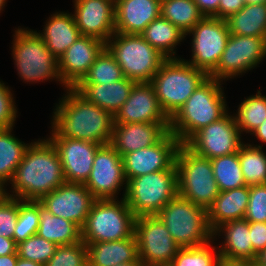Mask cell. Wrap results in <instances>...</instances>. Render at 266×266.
I'll return each mask as SVG.
<instances>
[{
    "label": "cell",
    "mask_w": 266,
    "mask_h": 266,
    "mask_svg": "<svg viewBox=\"0 0 266 266\" xmlns=\"http://www.w3.org/2000/svg\"><path fill=\"white\" fill-rule=\"evenodd\" d=\"M106 47L100 39L81 35L59 60V73L66 88H74L86 75L96 57Z\"/></svg>",
    "instance_id": "44dd1931"
},
{
    "label": "cell",
    "mask_w": 266,
    "mask_h": 266,
    "mask_svg": "<svg viewBox=\"0 0 266 266\" xmlns=\"http://www.w3.org/2000/svg\"><path fill=\"white\" fill-rule=\"evenodd\" d=\"M137 82L123 79L104 84H77L74 88L89 102L109 111L113 116L127 101L133 86Z\"/></svg>",
    "instance_id": "cb8c5ba5"
},
{
    "label": "cell",
    "mask_w": 266,
    "mask_h": 266,
    "mask_svg": "<svg viewBox=\"0 0 266 266\" xmlns=\"http://www.w3.org/2000/svg\"><path fill=\"white\" fill-rule=\"evenodd\" d=\"M178 195L176 165L137 176L127 181L123 198L136 217L156 215L168 202Z\"/></svg>",
    "instance_id": "8992f818"
},
{
    "label": "cell",
    "mask_w": 266,
    "mask_h": 266,
    "mask_svg": "<svg viewBox=\"0 0 266 266\" xmlns=\"http://www.w3.org/2000/svg\"><path fill=\"white\" fill-rule=\"evenodd\" d=\"M116 266H143L142 262H127V263H122Z\"/></svg>",
    "instance_id": "9f6ffc18"
},
{
    "label": "cell",
    "mask_w": 266,
    "mask_h": 266,
    "mask_svg": "<svg viewBox=\"0 0 266 266\" xmlns=\"http://www.w3.org/2000/svg\"><path fill=\"white\" fill-rule=\"evenodd\" d=\"M57 244L45 240L37 234L17 244L18 257L45 265L55 254Z\"/></svg>",
    "instance_id": "ab89813d"
},
{
    "label": "cell",
    "mask_w": 266,
    "mask_h": 266,
    "mask_svg": "<svg viewBox=\"0 0 266 266\" xmlns=\"http://www.w3.org/2000/svg\"><path fill=\"white\" fill-rule=\"evenodd\" d=\"M249 228L253 250L258 254L266 248V222H251Z\"/></svg>",
    "instance_id": "f6af8a7d"
},
{
    "label": "cell",
    "mask_w": 266,
    "mask_h": 266,
    "mask_svg": "<svg viewBox=\"0 0 266 266\" xmlns=\"http://www.w3.org/2000/svg\"><path fill=\"white\" fill-rule=\"evenodd\" d=\"M40 223L37 235L57 245L82 241V229L70 220L54 216L39 202Z\"/></svg>",
    "instance_id": "f1b7e54d"
},
{
    "label": "cell",
    "mask_w": 266,
    "mask_h": 266,
    "mask_svg": "<svg viewBox=\"0 0 266 266\" xmlns=\"http://www.w3.org/2000/svg\"><path fill=\"white\" fill-rule=\"evenodd\" d=\"M244 219L249 223L266 222V184L249 186V203Z\"/></svg>",
    "instance_id": "7bdbcfd3"
},
{
    "label": "cell",
    "mask_w": 266,
    "mask_h": 266,
    "mask_svg": "<svg viewBox=\"0 0 266 266\" xmlns=\"http://www.w3.org/2000/svg\"><path fill=\"white\" fill-rule=\"evenodd\" d=\"M175 165L178 195L208 210L220 192L210 159L197 155L185 144H181Z\"/></svg>",
    "instance_id": "9c48e42d"
},
{
    "label": "cell",
    "mask_w": 266,
    "mask_h": 266,
    "mask_svg": "<svg viewBox=\"0 0 266 266\" xmlns=\"http://www.w3.org/2000/svg\"><path fill=\"white\" fill-rule=\"evenodd\" d=\"M56 105L52 122V137L72 138L101 145L110 144L114 116L89 102L75 88Z\"/></svg>",
    "instance_id": "6da1fadb"
},
{
    "label": "cell",
    "mask_w": 266,
    "mask_h": 266,
    "mask_svg": "<svg viewBox=\"0 0 266 266\" xmlns=\"http://www.w3.org/2000/svg\"><path fill=\"white\" fill-rule=\"evenodd\" d=\"M181 142L169 132L160 142L122 157L126 181L148 173L169 170L175 165Z\"/></svg>",
    "instance_id": "e0dca14e"
},
{
    "label": "cell",
    "mask_w": 266,
    "mask_h": 266,
    "mask_svg": "<svg viewBox=\"0 0 266 266\" xmlns=\"http://www.w3.org/2000/svg\"><path fill=\"white\" fill-rule=\"evenodd\" d=\"M255 263L257 266H266V248L257 254Z\"/></svg>",
    "instance_id": "f5cc1de1"
},
{
    "label": "cell",
    "mask_w": 266,
    "mask_h": 266,
    "mask_svg": "<svg viewBox=\"0 0 266 266\" xmlns=\"http://www.w3.org/2000/svg\"><path fill=\"white\" fill-rule=\"evenodd\" d=\"M156 215L180 248L198 247L213 239L207 209L180 195L174 197Z\"/></svg>",
    "instance_id": "5b68a950"
},
{
    "label": "cell",
    "mask_w": 266,
    "mask_h": 266,
    "mask_svg": "<svg viewBox=\"0 0 266 266\" xmlns=\"http://www.w3.org/2000/svg\"><path fill=\"white\" fill-rule=\"evenodd\" d=\"M124 78L122 69L105 47L78 84H108Z\"/></svg>",
    "instance_id": "d590c367"
},
{
    "label": "cell",
    "mask_w": 266,
    "mask_h": 266,
    "mask_svg": "<svg viewBox=\"0 0 266 266\" xmlns=\"http://www.w3.org/2000/svg\"><path fill=\"white\" fill-rule=\"evenodd\" d=\"M84 184L96 200L115 199L120 187L127 184L122 157L110 144L97 150L92 170Z\"/></svg>",
    "instance_id": "9a60e30c"
},
{
    "label": "cell",
    "mask_w": 266,
    "mask_h": 266,
    "mask_svg": "<svg viewBox=\"0 0 266 266\" xmlns=\"http://www.w3.org/2000/svg\"><path fill=\"white\" fill-rule=\"evenodd\" d=\"M43 30L38 35L57 59L81 36L73 14L63 12L51 16Z\"/></svg>",
    "instance_id": "83f0119b"
},
{
    "label": "cell",
    "mask_w": 266,
    "mask_h": 266,
    "mask_svg": "<svg viewBox=\"0 0 266 266\" xmlns=\"http://www.w3.org/2000/svg\"><path fill=\"white\" fill-rule=\"evenodd\" d=\"M6 195V191L4 189V185L0 182V199Z\"/></svg>",
    "instance_id": "6f0895ef"
},
{
    "label": "cell",
    "mask_w": 266,
    "mask_h": 266,
    "mask_svg": "<svg viewBox=\"0 0 266 266\" xmlns=\"http://www.w3.org/2000/svg\"><path fill=\"white\" fill-rule=\"evenodd\" d=\"M55 145L66 182L85 183L92 170L99 143L66 138H49Z\"/></svg>",
    "instance_id": "ac0fdd59"
},
{
    "label": "cell",
    "mask_w": 266,
    "mask_h": 266,
    "mask_svg": "<svg viewBox=\"0 0 266 266\" xmlns=\"http://www.w3.org/2000/svg\"><path fill=\"white\" fill-rule=\"evenodd\" d=\"M88 266H116L127 262H141L135 235L111 242L86 244Z\"/></svg>",
    "instance_id": "d4e9b609"
},
{
    "label": "cell",
    "mask_w": 266,
    "mask_h": 266,
    "mask_svg": "<svg viewBox=\"0 0 266 266\" xmlns=\"http://www.w3.org/2000/svg\"><path fill=\"white\" fill-rule=\"evenodd\" d=\"M44 266H88L87 246L83 241L58 245L55 254Z\"/></svg>",
    "instance_id": "60d3db41"
},
{
    "label": "cell",
    "mask_w": 266,
    "mask_h": 266,
    "mask_svg": "<svg viewBox=\"0 0 266 266\" xmlns=\"http://www.w3.org/2000/svg\"><path fill=\"white\" fill-rule=\"evenodd\" d=\"M208 77L206 72L184 59L168 58L150 83L162 110L171 119Z\"/></svg>",
    "instance_id": "277c9868"
},
{
    "label": "cell",
    "mask_w": 266,
    "mask_h": 266,
    "mask_svg": "<svg viewBox=\"0 0 266 266\" xmlns=\"http://www.w3.org/2000/svg\"><path fill=\"white\" fill-rule=\"evenodd\" d=\"M17 244L13 239L0 237V256L17 254Z\"/></svg>",
    "instance_id": "c3c4849f"
},
{
    "label": "cell",
    "mask_w": 266,
    "mask_h": 266,
    "mask_svg": "<svg viewBox=\"0 0 266 266\" xmlns=\"http://www.w3.org/2000/svg\"><path fill=\"white\" fill-rule=\"evenodd\" d=\"M210 242L198 247L180 248L169 266H218L220 253L215 250L217 248H211Z\"/></svg>",
    "instance_id": "74e56055"
},
{
    "label": "cell",
    "mask_w": 266,
    "mask_h": 266,
    "mask_svg": "<svg viewBox=\"0 0 266 266\" xmlns=\"http://www.w3.org/2000/svg\"><path fill=\"white\" fill-rule=\"evenodd\" d=\"M73 16L81 35L106 43L115 33L114 0H75Z\"/></svg>",
    "instance_id": "ffe728a7"
},
{
    "label": "cell",
    "mask_w": 266,
    "mask_h": 266,
    "mask_svg": "<svg viewBox=\"0 0 266 266\" xmlns=\"http://www.w3.org/2000/svg\"><path fill=\"white\" fill-rule=\"evenodd\" d=\"M5 2H6V0H0V11L5 6Z\"/></svg>",
    "instance_id": "680465c9"
},
{
    "label": "cell",
    "mask_w": 266,
    "mask_h": 266,
    "mask_svg": "<svg viewBox=\"0 0 266 266\" xmlns=\"http://www.w3.org/2000/svg\"><path fill=\"white\" fill-rule=\"evenodd\" d=\"M161 0H117L115 2V32L140 35L160 17Z\"/></svg>",
    "instance_id": "603a6c76"
},
{
    "label": "cell",
    "mask_w": 266,
    "mask_h": 266,
    "mask_svg": "<svg viewBox=\"0 0 266 266\" xmlns=\"http://www.w3.org/2000/svg\"><path fill=\"white\" fill-rule=\"evenodd\" d=\"M265 56V38L230 34L219 63L209 77L219 81L228 80L257 66Z\"/></svg>",
    "instance_id": "4fadbf2b"
},
{
    "label": "cell",
    "mask_w": 266,
    "mask_h": 266,
    "mask_svg": "<svg viewBox=\"0 0 266 266\" xmlns=\"http://www.w3.org/2000/svg\"><path fill=\"white\" fill-rule=\"evenodd\" d=\"M244 6V0H219L218 18L226 20Z\"/></svg>",
    "instance_id": "bcb514c9"
},
{
    "label": "cell",
    "mask_w": 266,
    "mask_h": 266,
    "mask_svg": "<svg viewBox=\"0 0 266 266\" xmlns=\"http://www.w3.org/2000/svg\"><path fill=\"white\" fill-rule=\"evenodd\" d=\"M224 232V245L220 244V258L255 261L257 253L253 250L249 222L246 219L232 220L223 223L213 231L216 236Z\"/></svg>",
    "instance_id": "4316f807"
},
{
    "label": "cell",
    "mask_w": 266,
    "mask_h": 266,
    "mask_svg": "<svg viewBox=\"0 0 266 266\" xmlns=\"http://www.w3.org/2000/svg\"><path fill=\"white\" fill-rule=\"evenodd\" d=\"M239 162L247 186L266 184V154L261 145L242 144Z\"/></svg>",
    "instance_id": "836d02e7"
},
{
    "label": "cell",
    "mask_w": 266,
    "mask_h": 266,
    "mask_svg": "<svg viewBox=\"0 0 266 266\" xmlns=\"http://www.w3.org/2000/svg\"><path fill=\"white\" fill-rule=\"evenodd\" d=\"M233 117L240 132L253 133L266 119V97L260 91L255 96H249L241 102Z\"/></svg>",
    "instance_id": "8d00e7d4"
},
{
    "label": "cell",
    "mask_w": 266,
    "mask_h": 266,
    "mask_svg": "<svg viewBox=\"0 0 266 266\" xmlns=\"http://www.w3.org/2000/svg\"><path fill=\"white\" fill-rule=\"evenodd\" d=\"M218 266H255V261L220 258Z\"/></svg>",
    "instance_id": "681fc988"
},
{
    "label": "cell",
    "mask_w": 266,
    "mask_h": 266,
    "mask_svg": "<svg viewBox=\"0 0 266 266\" xmlns=\"http://www.w3.org/2000/svg\"><path fill=\"white\" fill-rule=\"evenodd\" d=\"M231 35L266 39V3L245 5L226 19Z\"/></svg>",
    "instance_id": "f546056e"
},
{
    "label": "cell",
    "mask_w": 266,
    "mask_h": 266,
    "mask_svg": "<svg viewBox=\"0 0 266 266\" xmlns=\"http://www.w3.org/2000/svg\"><path fill=\"white\" fill-rule=\"evenodd\" d=\"M252 134L257 136L256 138L260 139L263 143H266V119Z\"/></svg>",
    "instance_id": "816d5d0a"
},
{
    "label": "cell",
    "mask_w": 266,
    "mask_h": 266,
    "mask_svg": "<svg viewBox=\"0 0 266 266\" xmlns=\"http://www.w3.org/2000/svg\"><path fill=\"white\" fill-rule=\"evenodd\" d=\"M19 214V199L5 195L0 199V237L13 239Z\"/></svg>",
    "instance_id": "b9f144b4"
},
{
    "label": "cell",
    "mask_w": 266,
    "mask_h": 266,
    "mask_svg": "<svg viewBox=\"0 0 266 266\" xmlns=\"http://www.w3.org/2000/svg\"><path fill=\"white\" fill-rule=\"evenodd\" d=\"M111 37L106 48L121 67L124 77L137 83L151 82L167 58L141 35L115 32Z\"/></svg>",
    "instance_id": "ba28073f"
},
{
    "label": "cell",
    "mask_w": 266,
    "mask_h": 266,
    "mask_svg": "<svg viewBox=\"0 0 266 266\" xmlns=\"http://www.w3.org/2000/svg\"><path fill=\"white\" fill-rule=\"evenodd\" d=\"M10 89L0 82V129L13 128L16 107Z\"/></svg>",
    "instance_id": "ee69618b"
},
{
    "label": "cell",
    "mask_w": 266,
    "mask_h": 266,
    "mask_svg": "<svg viewBox=\"0 0 266 266\" xmlns=\"http://www.w3.org/2000/svg\"><path fill=\"white\" fill-rule=\"evenodd\" d=\"M17 260H18L17 254L0 256V266H16Z\"/></svg>",
    "instance_id": "f907efd6"
},
{
    "label": "cell",
    "mask_w": 266,
    "mask_h": 266,
    "mask_svg": "<svg viewBox=\"0 0 266 266\" xmlns=\"http://www.w3.org/2000/svg\"><path fill=\"white\" fill-rule=\"evenodd\" d=\"M219 191L246 186L239 162V151L210 160Z\"/></svg>",
    "instance_id": "e575fe53"
},
{
    "label": "cell",
    "mask_w": 266,
    "mask_h": 266,
    "mask_svg": "<svg viewBox=\"0 0 266 266\" xmlns=\"http://www.w3.org/2000/svg\"><path fill=\"white\" fill-rule=\"evenodd\" d=\"M16 266H44V265L18 257Z\"/></svg>",
    "instance_id": "db71d44e"
},
{
    "label": "cell",
    "mask_w": 266,
    "mask_h": 266,
    "mask_svg": "<svg viewBox=\"0 0 266 266\" xmlns=\"http://www.w3.org/2000/svg\"><path fill=\"white\" fill-rule=\"evenodd\" d=\"M13 59L24 81H61L59 60L50 52L36 31L18 29L13 43Z\"/></svg>",
    "instance_id": "30bf717a"
},
{
    "label": "cell",
    "mask_w": 266,
    "mask_h": 266,
    "mask_svg": "<svg viewBox=\"0 0 266 266\" xmlns=\"http://www.w3.org/2000/svg\"><path fill=\"white\" fill-rule=\"evenodd\" d=\"M95 200L85 184L65 182L39 202L54 216L70 220L82 229Z\"/></svg>",
    "instance_id": "2e32d148"
},
{
    "label": "cell",
    "mask_w": 266,
    "mask_h": 266,
    "mask_svg": "<svg viewBox=\"0 0 266 266\" xmlns=\"http://www.w3.org/2000/svg\"><path fill=\"white\" fill-rule=\"evenodd\" d=\"M192 34L191 66L208 75L217 67L230 32L226 20L204 17L186 35Z\"/></svg>",
    "instance_id": "7c38bea8"
},
{
    "label": "cell",
    "mask_w": 266,
    "mask_h": 266,
    "mask_svg": "<svg viewBox=\"0 0 266 266\" xmlns=\"http://www.w3.org/2000/svg\"><path fill=\"white\" fill-rule=\"evenodd\" d=\"M245 5H250V4H262L266 3V0H244Z\"/></svg>",
    "instance_id": "11a10c76"
},
{
    "label": "cell",
    "mask_w": 266,
    "mask_h": 266,
    "mask_svg": "<svg viewBox=\"0 0 266 266\" xmlns=\"http://www.w3.org/2000/svg\"><path fill=\"white\" fill-rule=\"evenodd\" d=\"M39 201L19 199V214L13 234L16 244L37 234L39 227Z\"/></svg>",
    "instance_id": "f35d334b"
},
{
    "label": "cell",
    "mask_w": 266,
    "mask_h": 266,
    "mask_svg": "<svg viewBox=\"0 0 266 266\" xmlns=\"http://www.w3.org/2000/svg\"><path fill=\"white\" fill-rule=\"evenodd\" d=\"M204 17L218 18L219 0H194Z\"/></svg>",
    "instance_id": "7dc6e473"
},
{
    "label": "cell",
    "mask_w": 266,
    "mask_h": 266,
    "mask_svg": "<svg viewBox=\"0 0 266 266\" xmlns=\"http://www.w3.org/2000/svg\"><path fill=\"white\" fill-rule=\"evenodd\" d=\"M249 203V186L220 191L208 208V223L212 231L223 223L244 219Z\"/></svg>",
    "instance_id": "484cf974"
},
{
    "label": "cell",
    "mask_w": 266,
    "mask_h": 266,
    "mask_svg": "<svg viewBox=\"0 0 266 266\" xmlns=\"http://www.w3.org/2000/svg\"><path fill=\"white\" fill-rule=\"evenodd\" d=\"M134 235L143 266H169L180 249L157 215L136 217Z\"/></svg>",
    "instance_id": "8fae6325"
},
{
    "label": "cell",
    "mask_w": 266,
    "mask_h": 266,
    "mask_svg": "<svg viewBox=\"0 0 266 266\" xmlns=\"http://www.w3.org/2000/svg\"><path fill=\"white\" fill-rule=\"evenodd\" d=\"M11 129H0V182L3 185L12 180L29 146L14 137Z\"/></svg>",
    "instance_id": "d6a6232c"
},
{
    "label": "cell",
    "mask_w": 266,
    "mask_h": 266,
    "mask_svg": "<svg viewBox=\"0 0 266 266\" xmlns=\"http://www.w3.org/2000/svg\"><path fill=\"white\" fill-rule=\"evenodd\" d=\"M169 132V123H114L110 145L123 157L157 144Z\"/></svg>",
    "instance_id": "7402d4cb"
},
{
    "label": "cell",
    "mask_w": 266,
    "mask_h": 266,
    "mask_svg": "<svg viewBox=\"0 0 266 266\" xmlns=\"http://www.w3.org/2000/svg\"><path fill=\"white\" fill-rule=\"evenodd\" d=\"M221 81L208 77L170 119L169 130L185 144L198 130L226 113Z\"/></svg>",
    "instance_id": "3957f363"
},
{
    "label": "cell",
    "mask_w": 266,
    "mask_h": 266,
    "mask_svg": "<svg viewBox=\"0 0 266 266\" xmlns=\"http://www.w3.org/2000/svg\"><path fill=\"white\" fill-rule=\"evenodd\" d=\"M152 47L168 58H176L174 48L186 34L161 16L152 21L140 34Z\"/></svg>",
    "instance_id": "4dcf8cb0"
},
{
    "label": "cell",
    "mask_w": 266,
    "mask_h": 266,
    "mask_svg": "<svg viewBox=\"0 0 266 266\" xmlns=\"http://www.w3.org/2000/svg\"><path fill=\"white\" fill-rule=\"evenodd\" d=\"M114 123H170L150 82L136 83L127 101L114 115Z\"/></svg>",
    "instance_id": "d6986e66"
},
{
    "label": "cell",
    "mask_w": 266,
    "mask_h": 266,
    "mask_svg": "<svg viewBox=\"0 0 266 266\" xmlns=\"http://www.w3.org/2000/svg\"><path fill=\"white\" fill-rule=\"evenodd\" d=\"M116 199L95 200L82 227L85 244L111 242L131 238L135 232L136 216L126 204Z\"/></svg>",
    "instance_id": "52a82bcc"
},
{
    "label": "cell",
    "mask_w": 266,
    "mask_h": 266,
    "mask_svg": "<svg viewBox=\"0 0 266 266\" xmlns=\"http://www.w3.org/2000/svg\"><path fill=\"white\" fill-rule=\"evenodd\" d=\"M160 16L187 34L204 15L194 0H161Z\"/></svg>",
    "instance_id": "1f68e13d"
},
{
    "label": "cell",
    "mask_w": 266,
    "mask_h": 266,
    "mask_svg": "<svg viewBox=\"0 0 266 266\" xmlns=\"http://www.w3.org/2000/svg\"><path fill=\"white\" fill-rule=\"evenodd\" d=\"M61 160L50 139L31 143L17 166L11 180L14 195L21 199L39 201L65 183Z\"/></svg>",
    "instance_id": "7a4b0ae2"
},
{
    "label": "cell",
    "mask_w": 266,
    "mask_h": 266,
    "mask_svg": "<svg viewBox=\"0 0 266 266\" xmlns=\"http://www.w3.org/2000/svg\"><path fill=\"white\" fill-rule=\"evenodd\" d=\"M241 132L234 117L226 113L219 120L198 130L185 145L199 156L207 159L237 153Z\"/></svg>",
    "instance_id": "5bb4252c"
}]
</instances>
